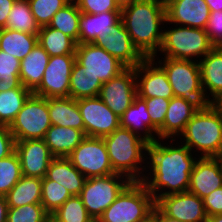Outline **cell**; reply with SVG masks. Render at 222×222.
Masks as SVG:
<instances>
[{
	"instance_id": "28",
	"label": "cell",
	"mask_w": 222,
	"mask_h": 222,
	"mask_svg": "<svg viewBox=\"0 0 222 222\" xmlns=\"http://www.w3.org/2000/svg\"><path fill=\"white\" fill-rule=\"evenodd\" d=\"M46 177L64 186L71 196L80 195L87 179L67 158H54Z\"/></svg>"
},
{
	"instance_id": "16",
	"label": "cell",
	"mask_w": 222,
	"mask_h": 222,
	"mask_svg": "<svg viewBox=\"0 0 222 222\" xmlns=\"http://www.w3.org/2000/svg\"><path fill=\"white\" fill-rule=\"evenodd\" d=\"M137 95L141 98L174 97L164 69L153 58H145L135 67Z\"/></svg>"
},
{
	"instance_id": "9",
	"label": "cell",
	"mask_w": 222,
	"mask_h": 222,
	"mask_svg": "<svg viewBox=\"0 0 222 222\" xmlns=\"http://www.w3.org/2000/svg\"><path fill=\"white\" fill-rule=\"evenodd\" d=\"M130 182L118 173L87 178L79 196L88 214L96 221Z\"/></svg>"
},
{
	"instance_id": "41",
	"label": "cell",
	"mask_w": 222,
	"mask_h": 222,
	"mask_svg": "<svg viewBox=\"0 0 222 222\" xmlns=\"http://www.w3.org/2000/svg\"><path fill=\"white\" fill-rule=\"evenodd\" d=\"M71 0H28L31 12L39 27L48 25L54 14Z\"/></svg>"
},
{
	"instance_id": "20",
	"label": "cell",
	"mask_w": 222,
	"mask_h": 222,
	"mask_svg": "<svg viewBox=\"0 0 222 222\" xmlns=\"http://www.w3.org/2000/svg\"><path fill=\"white\" fill-rule=\"evenodd\" d=\"M222 187V172L214 157H198L194 163L188 191L200 198Z\"/></svg>"
},
{
	"instance_id": "12",
	"label": "cell",
	"mask_w": 222,
	"mask_h": 222,
	"mask_svg": "<svg viewBox=\"0 0 222 222\" xmlns=\"http://www.w3.org/2000/svg\"><path fill=\"white\" fill-rule=\"evenodd\" d=\"M75 61V54L50 57L41 84L33 94L44 98L70 97V76Z\"/></svg>"
},
{
	"instance_id": "32",
	"label": "cell",
	"mask_w": 222,
	"mask_h": 222,
	"mask_svg": "<svg viewBox=\"0 0 222 222\" xmlns=\"http://www.w3.org/2000/svg\"><path fill=\"white\" fill-rule=\"evenodd\" d=\"M38 44L50 57L57 55L75 54L77 43L58 29L48 25L40 27Z\"/></svg>"
},
{
	"instance_id": "14",
	"label": "cell",
	"mask_w": 222,
	"mask_h": 222,
	"mask_svg": "<svg viewBox=\"0 0 222 222\" xmlns=\"http://www.w3.org/2000/svg\"><path fill=\"white\" fill-rule=\"evenodd\" d=\"M155 206L164 215L182 222H207L203 199L189 191L159 197Z\"/></svg>"
},
{
	"instance_id": "51",
	"label": "cell",
	"mask_w": 222,
	"mask_h": 222,
	"mask_svg": "<svg viewBox=\"0 0 222 222\" xmlns=\"http://www.w3.org/2000/svg\"><path fill=\"white\" fill-rule=\"evenodd\" d=\"M210 104L219 112L222 117V93L213 99Z\"/></svg>"
},
{
	"instance_id": "7",
	"label": "cell",
	"mask_w": 222,
	"mask_h": 222,
	"mask_svg": "<svg viewBox=\"0 0 222 222\" xmlns=\"http://www.w3.org/2000/svg\"><path fill=\"white\" fill-rule=\"evenodd\" d=\"M161 58L163 59L160 60L158 56L156 62L164 69L173 89L174 97L191 101L199 108L210 104L202 89L199 62L166 57Z\"/></svg>"
},
{
	"instance_id": "40",
	"label": "cell",
	"mask_w": 222,
	"mask_h": 222,
	"mask_svg": "<svg viewBox=\"0 0 222 222\" xmlns=\"http://www.w3.org/2000/svg\"><path fill=\"white\" fill-rule=\"evenodd\" d=\"M7 222H51V217L41 203H34L8 207Z\"/></svg>"
},
{
	"instance_id": "45",
	"label": "cell",
	"mask_w": 222,
	"mask_h": 222,
	"mask_svg": "<svg viewBox=\"0 0 222 222\" xmlns=\"http://www.w3.org/2000/svg\"><path fill=\"white\" fill-rule=\"evenodd\" d=\"M204 208L207 217L222 214V187L212 191L203 198Z\"/></svg>"
},
{
	"instance_id": "37",
	"label": "cell",
	"mask_w": 222,
	"mask_h": 222,
	"mask_svg": "<svg viewBox=\"0 0 222 222\" xmlns=\"http://www.w3.org/2000/svg\"><path fill=\"white\" fill-rule=\"evenodd\" d=\"M20 63L16 57L0 50V92L25 88L20 81Z\"/></svg>"
},
{
	"instance_id": "21",
	"label": "cell",
	"mask_w": 222,
	"mask_h": 222,
	"mask_svg": "<svg viewBox=\"0 0 222 222\" xmlns=\"http://www.w3.org/2000/svg\"><path fill=\"white\" fill-rule=\"evenodd\" d=\"M200 108L191 101L180 97L170 99L164 124L158 130L157 138L168 140L178 138L185 126Z\"/></svg>"
},
{
	"instance_id": "39",
	"label": "cell",
	"mask_w": 222,
	"mask_h": 222,
	"mask_svg": "<svg viewBox=\"0 0 222 222\" xmlns=\"http://www.w3.org/2000/svg\"><path fill=\"white\" fill-rule=\"evenodd\" d=\"M22 176L20 159L16 152L0 159V196H5Z\"/></svg>"
},
{
	"instance_id": "4",
	"label": "cell",
	"mask_w": 222,
	"mask_h": 222,
	"mask_svg": "<svg viewBox=\"0 0 222 222\" xmlns=\"http://www.w3.org/2000/svg\"><path fill=\"white\" fill-rule=\"evenodd\" d=\"M178 138L195 156L199 152V157H215L222 151V117L207 104L194 114Z\"/></svg>"
},
{
	"instance_id": "55",
	"label": "cell",
	"mask_w": 222,
	"mask_h": 222,
	"mask_svg": "<svg viewBox=\"0 0 222 222\" xmlns=\"http://www.w3.org/2000/svg\"><path fill=\"white\" fill-rule=\"evenodd\" d=\"M158 3H161L162 5L166 6L169 2L172 0H156Z\"/></svg>"
},
{
	"instance_id": "49",
	"label": "cell",
	"mask_w": 222,
	"mask_h": 222,
	"mask_svg": "<svg viewBox=\"0 0 222 222\" xmlns=\"http://www.w3.org/2000/svg\"><path fill=\"white\" fill-rule=\"evenodd\" d=\"M8 204L5 196H0V222H7Z\"/></svg>"
},
{
	"instance_id": "10",
	"label": "cell",
	"mask_w": 222,
	"mask_h": 222,
	"mask_svg": "<svg viewBox=\"0 0 222 222\" xmlns=\"http://www.w3.org/2000/svg\"><path fill=\"white\" fill-rule=\"evenodd\" d=\"M67 159L86 178L115 173L103 138L86 136Z\"/></svg>"
},
{
	"instance_id": "38",
	"label": "cell",
	"mask_w": 222,
	"mask_h": 222,
	"mask_svg": "<svg viewBox=\"0 0 222 222\" xmlns=\"http://www.w3.org/2000/svg\"><path fill=\"white\" fill-rule=\"evenodd\" d=\"M70 197L68 190L61 184L46 176L42 179L41 204L50 215Z\"/></svg>"
},
{
	"instance_id": "31",
	"label": "cell",
	"mask_w": 222,
	"mask_h": 222,
	"mask_svg": "<svg viewBox=\"0 0 222 222\" xmlns=\"http://www.w3.org/2000/svg\"><path fill=\"white\" fill-rule=\"evenodd\" d=\"M38 43L37 34L14 31L8 28L0 29V50L22 60Z\"/></svg>"
},
{
	"instance_id": "11",
	"label": "cell",
	"mask_w": 222,
	"mask_h": 222,
	"mask_svg": "<svg viewBox=\"0 0 222 222\" xmlns=\"http://www.w3.org/2000/svg\"><path fill=\"white\" fill-rule=\"evenodd\" d=\"M84 123V133L89 137L103 138L120 127V117L97 96L77 99Z\"/></svg>"
},
{
	"instance_id": "18",
	"label": "cell",
	"mask_w": 222,
	"mask_h": 222,
	"mask_svg": "<svg viewBox=\"0 0 222 222\" xmlns=\"http://www.w3.org/2000/svg\"><path fill=\"white\" fill-rule=\"evenodd\" d=\"M15 152L20 159L22 175L43 179L55 158L43 139L16 141Z\"/></svg>"
},
{
	"instance_id": "6",
	"label": "cell",
	"mask_w": 222,
	"mask_h": 222,
	"mask_svg": "<svg viewBox=\"0 0 222 222\" xmlns=\"http://www.w3.org/2000/svg\"><path fill=\"white\" fill-rule=\"evenodd\" d=\"M213 48L205 29L175 25L163 28L159 51L166 58L199 62Z\"/></svg>"
},
{
	"instance_id": "8",
	"label": "cell",
	"mask_w": 222,
	"mask_h": 222,
	"mask_svg": "<svg viewBox=\"0 0 222 222\" xmlns=\"http://www.w3.org/2000/svg\"><path fill=\"white\" fill-rule=\"evenodd\" d=\"M51 127L47 98L31 94L10 124L15 141L44 139Z\"/></svg>"
},
{
	"instance_id": "27",
	"label": "cell",
	"mask_w": 222,
	"mask_h": 222,
	"mask_svg": "<svg viewBox=\"0 0 222 222\" xmlns=\"http://www.w3.org/2000/svg\"><path fill=\"white\" fill-rule=\"evenodd\" d=\"M51 125L70 127L84 132L77 101L71 97L47 98Z\"/></svg>"
},
{
	"instance_id": "52",
	"label": "cell",
	"mask_w": 222,
	"mask_h": 222,
	"mask_svg": "<svg viewBox=\"0 0 222 222\" xmlns=\"http://www.w3.org/2000/svg\"><path fill=\"white\" fill-rule=\"evenodd\" d=\"M118 6L122 9L123 7L132 4L135 1L138 0H115Z\"/></svg>"
},
{
	"instance_id": "17",
	"label": "cell",
	"mask_w": 222,
	"mask_h": 222,
	"mask_svg": "<svg viewBox=\"0 0 222 222\" xmlns=\"http://www.w3.org/2000/svg\"><path fill=\"white\" fill-rule=\"evenodd\" d=\"M93 43L114 56L126 68H135L145 59L134 46L122 20L112 26L110 34L103 33Z\"/></svg>"
},
{
	"instance_id": "47",
	"label": "cell",
	"mask_w": 222,
	"mask_h": 222,
	"mask_svg": "<svg viewBox=\"0 0 222 222\" xmlns=\"http://www.w3.org/2000/svg\"><path fill=\"white\" fill-rule=\"evenodd\" d=\"M15 0H0V29L4 28Z\"/></svg>"
},
{
	"instance_id": "42",
	"label": "cell",
	"mask_w": 222,
	"mask_h": 222,
	"mask_svg": "<svg viewBox=\"0 0 222 222\" xmlns=\"http://www.w3.org/2000/svg\"><path fill=\"white\" fill-rule=\"evenodd\" d=\"M147 105V111L151 119V130L157 135L158 130L164 124L170 100L164 98H143Z\"/></svg>"
},
{
	"instance_id": "46",
	"label": "cell",
	"mask_w": 222,
	"mask_h": 222,
	"mask_svg": "<svg viewBox=\"0 0 222 222\" xmlns=\"http://www.w3.org/2000/svg\"><path fill=\"white\" fill-rule=\"evenodd\" d=\"M16 141L8 126L0 125V159H4L15 152Z\"/></svg>"
},
{
	"instance_id": "19",
	"label": "cell",
	"mask_w": 222,
	"mask_h": 222,
	"mask_svg": "<svg viewBox=\"0 0 222 222\" xmlns=\"http://www.w3.org/2000/svg\"><path fill=\"white\" fill-rule=\"evenodd\" d=\"M166 24L205 29L210 10L205 0H172L165 6Z\"/></svg>"
},
{
	"instance_id": "34",
	"label": "cell",
	"mask_w": 222,
	"mask_h": 222,
	"mask_svg": "<svg viewBox=\"0 0 222 222\" xmlns=\"http://www.w3.org/2000/svg\"><path fill=\"white\" fill-rule=\"evenodd\" d=\"M31 94L26 88H12L0 92V125L9 127Z\"/></svg>"
},
{
	"instance_id": "22",
	"label": "cell",
	"mask_w": 222,
	"mask_h": 222,
	"mask_svg": "<svg viewBox=\"0 0 222 222\" xmlns=\"http://www.w3.org/2000/svg\"><path fill=\"white\" fill-rule=\"evenodd\" d=\"M199 64L202 89L206 99L211 102L222 93V48H213L200 59Z\"/></svg>"
},
{
	"instance_id": "30",
	"label": "cell",
	"mask_w": 222,
	"mask_h": 222,
	"mask_svg": "<svg viewBox=\"0 0 222 222\" xmlns=\"http://www.w3.org/2000/svg\"><path fill=\"white\" fill-rule=\"evenodd\" d=\"M42 179L22 176L5 195L8 207H20L27 204L41 203Z\"/></svg>"
},
{
	"instance_id": "35",
	"label": "cell",
	"mask_w": 222,
	"mask_h": 222,
	"mask_svg": "<svg viewBox=\"0 0 222 222\" xmlns=\"http://www.w3.org/2000/svg\"><path fill=\"white\" fill-rule=\"evenodd\" d=\"M4 28L29 34L39 33L40 27L35 21L28 0H15Z\"/></svg>"
},
{
	"instance_id": "13",
	"label": "cell",
	"mask_w": 222,
	"mask_h": 222,
	"mask_svg": "<svg viewBox=\"0 0 222 222\" xmlns=\"http://www.w3.org/2000/svg\"><path fill=\"white\" fill-rule=\"evenodd\" d=\"M137 96L135 68H125L117 76L102 84L99 98L118 117L133 104Z\"/></svg>"
},
{
	"instance_id": "25",
	"label": "cell",
	"mask_w": 222,
	"mask_h": 222,
	"mask_svg": "<svg viewBox=\"0 0 222 222\" xmlns=\"http://www.w3.org/2000/svg\"><path fill=\"white\" fill-rule=\"evenodd\" d=\"M49 59V54L37 43L21 60L19 78L21 84L32 93L40 86Z\"/></svg>"
},
{
	"instance_id": "48",
	"label": "cell",
	"mask_w": 222,
	"mask_h": 222,
	"mask_svg": "<svg viewBox=\"0 0 222 222\" xmlns=\"http://www.w3.org/2000/svg\"><path fill=\"white\" fill-rule=\"evenodd\" d=\"M150 220L152 222H182L164 215L156 206L152 212Z\"/></svg>"
},
{
	"instance_id": "53",
	"label": "cell",
	"mask_w": 222,
	"mask_h": 222,
	"mask_svg": "<svg viewBox=\"0 0 222 222\" xmlns=\"http://www.w3.org/2000/svg\"><path fill=\"white\" fill-rule=\"evenodd\" d=\"M207 222H222V214L207 217Z\"/></svg>"
},
{
	"instance_id": "33",
	"label": "cell",
	"mask_w": 222,
	"mask_h": 222,
	"mask_svg": "<svg viewBox=\"0 0 222 222\" xmlns=\"http://www.w3.org/2000/svg\"><path fill=\"white\" fill-rule=\"evenodd\" d=\"M81 11L74 0L57 11L52 17L49 27L58 29L79 44V19Z\"/></svg>"
},
{
	"instance_id": "5",
	"label": "cell",
	"mask_w": 222,
	"mask_h": 222,
	"mask_svg": "<svg viewBox=\"0 0 222 222\" xmlns=\"http://www.w3.org/2000/svg\"><path fill=\"white\" fill-rule=\"evenodd\" d=\"M155 199L141 181H131L96 222H147Z\"/></svg>"
},
{
	"instance_id": "36",
	"label": "cell",
	"mask_w": 222,
	"mask_h": 222,
	"mask_svg": "<svg viewBox=\"0 0 222 222\" xmlns=\"http://www.w3.org/2000/svg\"><path fill=\"white\" fill-rule=\"evenodd\" d=\"M50 217L51 222H95L79 195L68 198Z\"/></svg>"
},
{
	"instance_id": "24",
	"label": "cell",
	"mask_w": 222,
	"mask_h": 222,
	"mask_svg": "<svg viewBox=\"0 0 222 222\" xmlns=\"http://www.w3.org/2000/svg\"><path fill=\"white\" fill-rule=\"evenodd\" d=\"M85 137L82 130L51 125L43 140L55 158H67Z\"/></svg>"
},
{
	"instance_id": "29",
	"label": "cell",
	"mask_w": 222,
	"mask_h": 222,
	"mask_svg": "<svg viewBox=\"0 0 222 222\" xmlns=\"http://www.w3.org/2000/svg\"><path fill=\"white\" fill-rule=\"evenodd\" d=\"M102 82L91 72L85 70L77 60L74 62L70 76V97L77 100L99 96Z\"/></svg>"
},
{
	"instance_id": "43",
	"label": "cell",
	"mask_w": 222,
	"mask_h": 222,
	"mask_svg": "<svg viewBox=\"0 0 222 222\" xmlns=\"http://www.w3.org/2000/svg\"><path fill=\"white\" fill-rule=\"evenodd\" d=\"M79 10L86 14L121 11L115 0H74Z\"/></svg>"
},
{
	"instance_id": "44",
	"label": "cell",
	"mask_w": 222,
	"mask_h": 222,
	"mask_svg": "<svg viewBox=\"0 0 222 222\" xmlns=\"http://www.w3.org/2000/svg\"><path fill=\"white\" fill-rule=\"evenodd\" d=\"M205 32L214 48H222V10L210 11Z\"/></svg>"
},
{
	"instance_id": "2",
	"label": "cell",
	"mask_w": 222,
	"mask_h": 222,
	"mask_svg": "<svg viewBox=\"0 0 222 222\" xmlns=\"http://www.w3.org/2000/svg\"><path fill=\"white\" fill-rule=\"evenodd\" d=\"M121 20L139 52L156 60L166 22L165 6L156 0H138L121 9Z\"/></svg>"
},
{
	"instance_id": "54",
	"label": "cell",
	"mask_w": 222,
	"mask_h": 222,
	"mask_svg": "<svg viewBox=\"0 0 222 222\" xmlns=\"http://www.w3.org/2000/svg\"><path fill=\"white\" fill-rule=\"evenodd\" d=\"M214 158L218 162L220 170L222 172V151H220Z\"/></svg>"
},
{
	"instance_id": "50",
	"label": "cell",
	"mask_w": 222,
	"mask_h": 222,
	"mask_svg": "<svg viewBox=\"0 0 222 222\" xmlns=\"http://www.w3.org/2000/svg\"><path fill=\"white\" fill-rule=\"evenodd\" d=\"M210 11L222 10V0H205Z\"/></svg>"
},
{
	"instance_id": "3",
	"label": "cell",
	"mask_w": 222,
	"mask_h": 222,
	"mask_svg": "<svg viewBox=\"0 0 222 222\" xmlns=\"http://www.w3.org/2000/svg\"><path fill=\"white\" fill-rule=\"evenodd\" d=\"M103 140L113 171L126 176L130 181H142L147 170L145 161L149 142L122 127L103 137Z\"/></svg>"
},
{
	"instance_id": "1",
	"label": "cell",
	"mask_w": 222,
	"mask_h": 222,
	"mask_svg": "<svg viewBox=\"0 0 222 222\" xmlns=\"http://www.w3.org/2000/svg\"><path fill=\"white\" fill-rule=\"evenodd\" d=\"M160 141L157 139L148 144L146 169L149 170L146 172H149L145 173L141 181L155 201L159 197L188 191L191 172L197 159L186 145L177 142L179 146H174L172 143L175 139H168L171 142L169 145L162 143L163 139Z\"/></svg>"
},
{
	"instance_id": "23",
	"label": "cell",
	"mask_w": 222,
	"mask_h": 222,
	"mask_svg": "<svg viewBox=\"0 0 222 222\" xmlns=\"http://www.w3.org/2000/svg\"><path fill=\"white\" fill-rule=\"evenodd\" d=\"M121 20V11L86 14L79 19V43H93L103 33L110 34L112 26Z\"/></svg>"
},
{
	"instance_id": "15",
	"label": "cell",
	"mask_w": 222,
	"mask_h": 222,
	"mask_svg": "<svg viewBox=\"0 0 222 222\" xmlns=\"http://www.w3.org/2000/svg\"><path fill=\"white\" fill-rule=\"evenodd\" d=\"M75 55L85 70L98 77L102 83H106L126 68L114 56L94 43L77 44Z\"/></svg>"
},
{
	"instance_id": "26",
	"label": "cell",
	"mask_w": 222,
	"mask_h": 222,
	"mask_svg": "<svg viewBox=\"0 0 222 222\" xmlns=\"http://www.w3.org/2000/svg\"><path fill=\"white\" fill-rule=\"evenodd\" d=\"M147 110L145 100L137 95L133 104L120 117V127L129 129L151 143L157 140V135L151 130V119Z\"/></svg>"
}]
</instances>
